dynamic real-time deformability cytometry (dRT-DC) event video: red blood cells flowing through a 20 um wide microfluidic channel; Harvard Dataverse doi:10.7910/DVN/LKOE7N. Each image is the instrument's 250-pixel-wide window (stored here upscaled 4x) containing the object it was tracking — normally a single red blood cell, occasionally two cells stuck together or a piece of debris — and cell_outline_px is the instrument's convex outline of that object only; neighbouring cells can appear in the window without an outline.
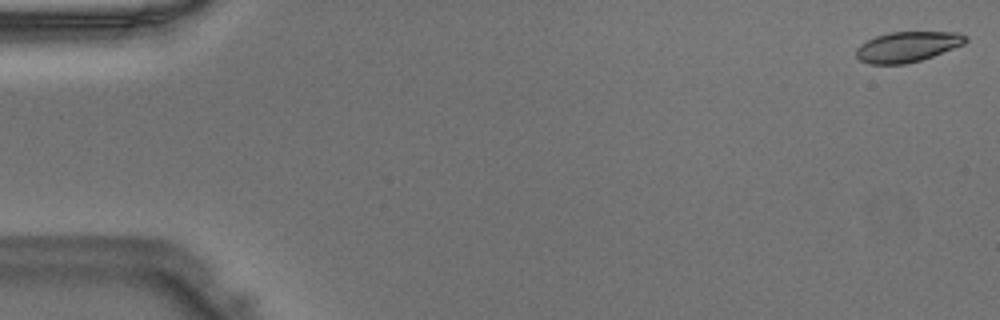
{"species": "Egyptian fruit bat (a non-hibernating species)", "species_latin": "Rousettus aegyptiacus", "temperature_condition": "warm", "stored_images_in_passage": 47, "camera_frame_rate_fps": 3000, "um_per_image_px": 0.085, "animal": {"sex": "male"}, "frame": {"image": 1, "passage_image": 1, "time_ms": 0.0, "image_size_px": [1000, 320], "cell_outline_px": [[968, 40], [964, 44], [932, 56], [920, 60], [904, 64], [868, 64], [860, 60], [856, 56], [856, 48], [860, 44], [876, 36], [888, 32], [956, 32], [968, 36]], "centroid_in_image_um": [77.12, 3.97], "position_along_channel_um": 7.9, "area_um2": 19.31}}
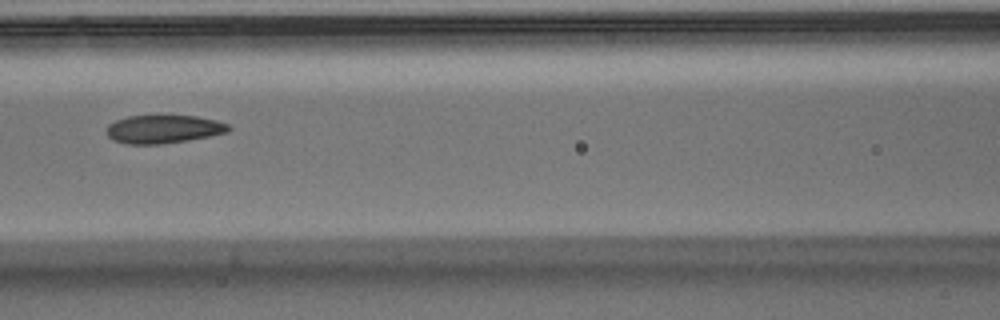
{"frame": {"image": 2, "passage_image": 21, "time_ms": 6.667, "image_size_px": [1000, 320], "cell_outline_px": [[232, 128], [228, 132], [188, 140], [164, 144], [128, 144], [112, 140], [104, 132], [108, 124], [116, 120], [128, 116], [196, 116], [216, 120], [228, 124]], "centroid_in_image_um": [13.86, 10.98], "position_along_channel_um": 152.7, "area_um2": 20.17}}
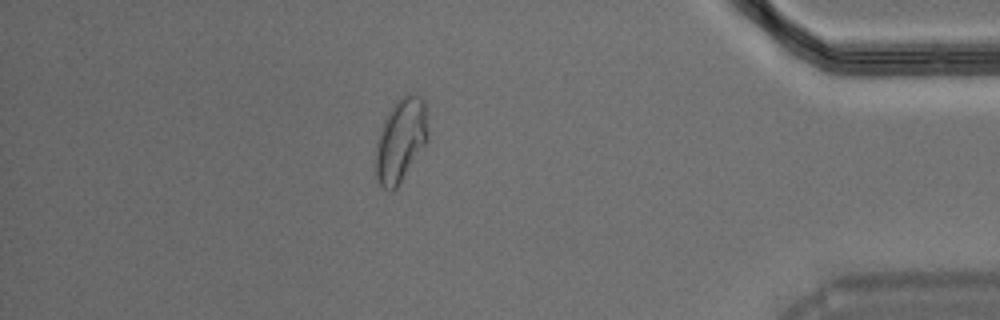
{"frame": {"image": 3, "passage_image": 41, "time_ms": 13.333, "image_size_px": [1000, 320], "cell_outline_px": [[428, 140], [400, 184], [392, 192], [384, 188], [380, 184], [376, 176], [376, 140], [380, 128], [388, 112], [396, 100], [404, 92], [412, 92], [424, 100], [428, 132]], "centroid_in_image_um": [34.06, 11.88], "position_along_channel_um": 401.1, "area_um2": 25.72}}